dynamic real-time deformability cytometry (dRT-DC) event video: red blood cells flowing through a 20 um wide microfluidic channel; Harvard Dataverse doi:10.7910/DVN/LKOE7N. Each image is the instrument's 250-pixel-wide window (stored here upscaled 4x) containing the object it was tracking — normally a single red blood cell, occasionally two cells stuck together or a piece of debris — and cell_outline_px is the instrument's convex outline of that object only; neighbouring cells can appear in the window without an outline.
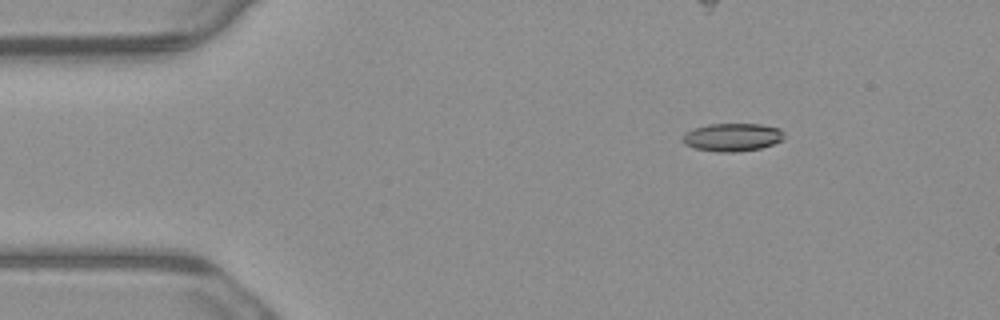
{"species": "common noctule bat (a hibernating species)", "species_latin": "Nyctalus noctula", "temperature_condition": "warm", "stored_images_in_passage": 3, "camera_frame_rate_fps": 3000, "um_per_image_px": 0.085, "animal": {"sex": "male", "body_mass_g": 23.1, "forearm_length_mm": 52.7}, "frame": {"image": 1, "passage_image": 1, "time_ms": 0.0, "image_size_px": [1000, 320], "cell_outline_px": [[784, 140], [760, 148], [736, 152], [716, 152], [696, 148], [684, 144], [680, 140], [684, 132], [692, 128], [708, 124], [760, 124], [780, 128], [784, 132]], "centroid_in_image_um": [62.22, 11.66], "position_along_channel_um": 22.8, "area_um2": 16.82}}